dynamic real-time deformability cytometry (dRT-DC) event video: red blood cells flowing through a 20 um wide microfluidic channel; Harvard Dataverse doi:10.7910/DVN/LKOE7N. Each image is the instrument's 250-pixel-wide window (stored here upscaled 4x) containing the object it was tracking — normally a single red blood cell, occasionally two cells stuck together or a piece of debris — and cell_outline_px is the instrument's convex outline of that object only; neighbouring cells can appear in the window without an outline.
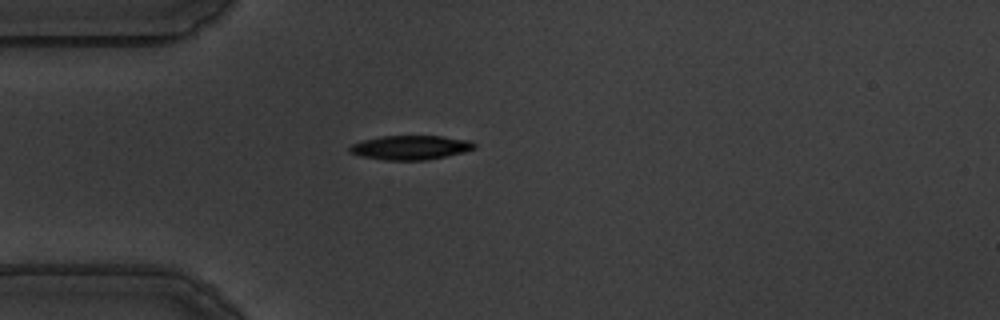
{"species": "common noctule bat (a hibernating species)", "species_latin": "Nyctalus noctula", "temperature_condition": "warm", "stored_images_in_passage": 42, "camera_frame_rate_fps": 3000, "um_per_image_px": 0.085, "animal": {"sex": "male", "body_mass_g": 19.5, "forearm_length_mm": 54.6}, "frame": {"image": 1, "passage_image": 1, "time_ms": 0.0, "image_size_px": [1000, 320], "cell_outline_px": [[476, 148], [464, 152], [428, 160], [384, 160], [360, 156], [348, 152], [348, 148], [352, 144], [364, 140], [384, 136], [440, 136], [468, 140], [476, 144]], "centroid_in_image_um": [34.88, 12.55], "position_along_channel_um": 50.1, "area_um2": 17.57}}
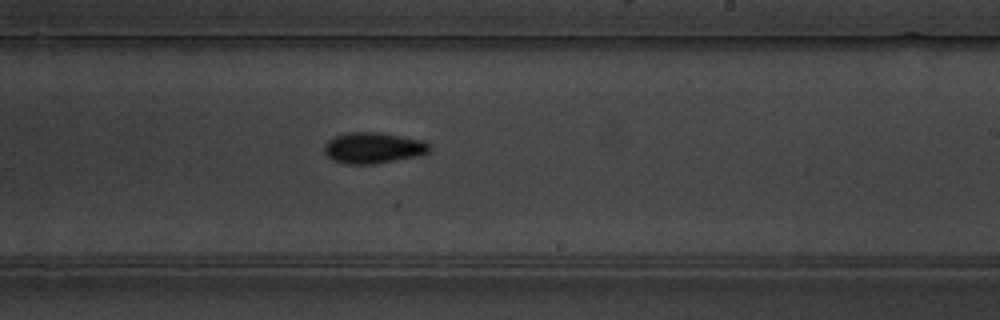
{"frame": {"image": 2, "passage_image": 19, "time_ms": 6.0, "image_size_px": [1000, 320], "cell_outline_px": [[432, 148], [428, 152], [416, 156], [372, 164], [348, 164], [332, 160], [324, 152], [324, 144], [332, 136], [348, 132], [380, 132], [424, 140], [432, 144]], "centroid_in_image_um": [31.72, 12.55], "position_along_channel_um": 257.3, "area_um2": 19.19}}
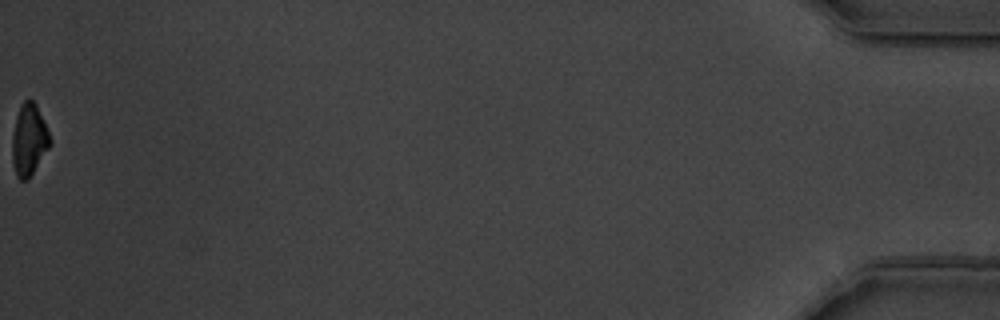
{"frame": {"image": 3, "passage_image": 42, "time_ms": 13.667, "image_size_px": [1000, 320], "cell_outline_px": [[52, 144], [28, 180], [20, 180], [16, 176], [12, 164], [12, 136], [16, 116], [20, 104], [24, 100], [32, 100], [36, 104], [52, 140]], "centroid_in_image_um": [2.46, 11.91], "position_along_channel_um": 432.7, "area_um2": 15.95}, "authors_computed_cell_mechanics": {"area_um2": 17.7735, "velocity_mm_per_s": 3.6166, "shape_relaxation_time_tau1_ms": 2.7488, "shape_relaxation_time_tau2_ms": null, "deformation_change_tau1": 0.142, "deformation_change_tau2": null}}